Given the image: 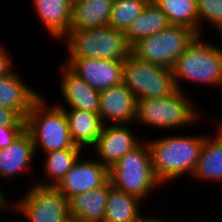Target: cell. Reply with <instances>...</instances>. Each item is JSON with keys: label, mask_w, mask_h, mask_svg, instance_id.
Returning <instances> with one entry per match:
<instances>
[{"label": "cell", "mask_w": 222, "mask_h": 222, "mask_svg": "<svg viewBox=\"0 0 222 222\" xmlns=\"http://www.w3.org/2000/svg\"><path fill=\"white\" fill-rule=\"evenodd\" d=\"M206 137L176 135L147 141L157 180L163 185L185 173L191 176Z\"/></svg>", "instance_id": "obj_1"}, {"label": "cell", "mask_w": 222, "mask_h": 222, "mask_svg": "<svg viewBox=\"0 0 222 222\" xmlns=\"http://www.w3.org/2000/svg\"><path fill=\"white\" fill-rule=\"evenodd\" d=\"M66 39L68 59H103L123 61L131 53L123 31L109 25L93 29H71Z\"/></svg>", "instance_id": "obj_2"}, {"label": "cell", "mask_w": 222, "mask_h": 222, "mask_svg": "<svg viewBox=\"0 0 222 222\" xmlns=\"http://www.w3.org/2000/svg\"><path fill=\"white\" fill-rule=\"evenodd\" d=\"M198 35L172 66L177 89L183 91L180 79L222 86V46L204 42Z\"/></svg>", "instance_id": "obj_3"}, {"label": "cell", "mask_w": 222, "mask_h": 222, "mask_svg": "<svg viewBox=\"0 0 222 222\" xmlns=\"http://www.w3.org/2000/svg\"><path fill=\"white\" fill-rule=\"evenodd\" d=\"M45 101L41 96L25 119L26 130L31 135L35 153L38 147L45 153L62 149H82L71 139L64 109L56 104L49 108Z\"/></svg>", "instance_id": "obj_4"}, {"label": "cell", "mask_w": 222, "mask_h": 222, "mask_svg": "<svg viewBox=\"0 0 222 222\" xmlns=\"http://www.w3.org/2000/svg\"><path fill=\"white\" fill-rule=\"evenodd\" d=\"M109 180L115 188L140 200L144 199L158 185L160 186L161 183L153 172L147 142L144 144L140 142L115 162L109 168Z\"/></svg>", "instance_id": "obj_5"}, {"label": "cell", "mask_w": 222, "mask_h": 222, "mask_svg": "<svg viewBox=\"0 0 222 222\" xmlns=\"http://www.w3.org/2000/svg\"><path fill=\"white\" fill-rule=\"evenodd\" d=\"M186 94L184 90L177 89L166 97L137 100L136 121L164 129L194 124V121L200 120L201 112L195 109L194 100L191 101Z\"/></svg>", "instance_id": "obj_6"}, {"label": "cell", "mask_w": 222, "mask_h": 222, "mask_svg": "<svg viewBox=\"0 0 222 222\" xmlns=\"http://www.w3.org/2000/svg\"><path fill=\"white\" fill-rule=\"evenodd\" d=\"M123 83L137 100L162 98L177 90L172 70L149 63L130 53L123 60Z\"/></svg>", "instance_id": "obj_7"}, {"label": "cell", "mask_w": 222, "mask_h": 222, "mask_svg": "<svg viewBox=\"0 0 222 222\" xmlns=\"http://www.w3.org/2000/svg\"><path fill=\"white\" fill-rule=\"evenodd\" d=\"M197 36L188 27L170 25L157 34L137 41L131 46V53L149 63L171 69Z\"/></svg>", "instance_id": "obj_8"}, {"label": "cell", "mask_w": 222, "mask_h": 222, "mask_svg": "<svg viewBox=\"0 0 222 222\" xmlns=\"http://www.w3.org/2000/svg\"><path fill=\"white\" fill-rule=\"evenodd\" d=\"M26 195L14 208L29 222H68L71 219L69 200L56 187L34 185Z\"/></svg>", "instance_id": "obj_9"}, {"label": "cell", "mask_w": 222, "mask_h": 222, "mask_svg": "<svg viewBox=\"0 0 222 222\" xmlns=\"http://www.w3.org/2000/svg\"><path fill=\"white\" fill-rule=\"evenodd\" d=\"M109 180V168L97 159L77 160L56 188L70 200L73 196L90 192Z\"/></svg>", "instance_id": "obj_10"}, {"label": "cell", "mask_w": 222, "mask_h": 222, "mask_svg": "<svg viewBox=\"0 0 222 222\" xmlns=\"http://www.w3.org/2000/svg\"><path fill=\"white\" fill-rule=\"evenodd\" d=\"M65 62L76 75L98 91L123 83V61L66 58Z\"/></svg>", "instance_id": "obj_11"}, {"label": "cell", "mask_w": 222, "mask_h": 222, "mask_svg": "<svg viewBox=\"0 0 222 222\" xmlns=\"http://www.w3.org/2000/svg\"><path fill=\"white\" fill-rule=\"evenodd\" d=\"M99 117L104 125L136 121L137 99L124 83L100 91Z\"/></svg>", "instance_id": "obj_12"}, {"label": "cell", "mask_w": 222, "mask_h": 222, "mask_svg": "<svg viewBox=\"0 0 222 222\" xmlns=\"http://www.w3.org/2000/svg\"><path fill=\"white\" fill-rule=\"evenodd\" d=\"M127 125H109V123L104 125L97 143L93 146V149H96L99 162L108 168L141 142L135 138L132 130H129V124Z\"/></svg>", "instance_id": "obj_13"}, {"label": "cell", "mask_w": 222, "mask_h": 222, "mask_svg": "<svg viewBox=\"0 0 222 222\" xmlns=\"http://www.w3.org/2000/svg\"><path fill=\"white\" fill-rule=\"evenodd\" d=\"M60 92L70 109L99 114L100 91L76 75L65 63L61 66Z\"/></svg>", "instance_id": "obj_14"}, {"label": "cell", "mask_w": 222, "mask_h": 222, "mask_svg": "<svg viewBox=\"0 0 222 222\" xmlns=\"http://www.w3.org/2000/svg\"><path fill=\"white\" fill-rule=\"evenodd\" d=\"M20 77L16 71H12L0 78V107L12 109L26 119L41 94L29 87Z\"/></svg>", "instance_id": "obj_15"}, {"label": "cell", "mask_w": 222, "mask_h": 222, "mask_svg": "<svg viewBox=\"0 0 222 222\" xmlns=\"http://www.w3.org/2000/svg\"><path fill=\"white\" fill-rule=\"evenodd\" d=\"M110 180L104 185L73 196L69 200V214L72 219L82 222H104Z\"/></svg>", "instance_id": "obj_16"}, {"label": "cell", "mask_w": 222, "mask_h": 222, "mask_svg": "<svg viewBox=\"0 0 222 222\" xmlns=\"http://www.w3.org/2000/svg\"><path fill=\"white\" fill-rule=\"evenodd\" d=\"M39 21L57 40L71 30L73 0H32Z\"/></svg>", "instance_id": "obj_17"}, {"label": "cell", "mask_w": 222, "mask_h": 222, "mask_svg": "<svg viewBox=\"0 0 222 222\" xmlns=\"http://www.w3.org/2000/svg\"><path fill=\"white\" fill-rule=\"evenodd\" d=\"M56 105L64 109L73 143L82 149L93 147L97 143L104 126L99 114L79 109H70L68 111L63 104Z\"/></svg>", "instance_id": "obj_18"}, {"label": "cell", "mask_w": 222, "mask_h": 222, "mask_svg": "<svg viewBox=\"0 0 222 222\" xmlns=\"http://www.w3.org/2000/svg\"><path fill=\"white\" fill-rule=\"evenodd\" d=\"M35 155L31 135L25 129L13 143L0 149V177H15L25 171Z\"/></svg>", "instance_id": "obj_19"}, {"label": "cell", "mask_w": 222, "mask_h": 222, "mask_svg": "<svg viewBox=\"0 0 222 222\" xmlns=\"http://www.w3.org/2000/svg\"><path fill=\"white\" fill-rule=\"evenodd\" d=\"M216 136L206 137L200 151L194 177L199 180L222 182V122H217Z\"/></svg>", "instance_id": "obj_20"}, {"label": "cell", "mask_w": 222, "mask_h": 222, "mask_svg": "<svg viewBox=\"0 0 222 222\" xmlns=\"http://www.w3.org/2000/svg\"><path fill=\"white\" fill-rule=\"evenodd\" d=\"M113 0H73L71 29L108 25Z\"/></svg>", "instance_id": "obj_21"}, {"label": "cell", "mask_w": 222, "mask_h": 222, "mask_svg": "<svg viewBox=\"0 0 222 222\" xmlns=\"http://www.w3.org/2000/svg\"><path fill=\"white\" fill-rule=\"evenodd\" d=\"M168 17L150 0L144 7L142 13L136 17L124 32L130 46L137 41L157 34L170 26Z\"/></svg>", "instance_id": "obj_22"}, {"label": "cell", "mask_w": 222, "mask_h": 222, "mask_svg": "<svg viewBox=\"0 0 222 222\" xmlns=\"http://www.w3.org/2000/svg\"><path fill=\"white\" fill-rule=\"evenodd\" d=\"M139 198L115 188L110 181L104 222H136L142 215Z\"/></svg>", "instance_id": "obj_23"}, {"label": "cell", "mask_w": 222, "mask_h": 222, "mask_svg": "<svg viewBox=\"0 0 222 222\" xmlns=\"http://www.w3.org/2000/svg\"><path fill=\"white\" fill-rule=\"evenodd\" d=\"M168 17L171 25H180L198 34V12L196 0H153Z\"/></svg>", "instance_id": "obj_24"}, {"label": "cell", "mask_w": 222, "mask_h": 222, "mask_svg": "<svg viewBox=\"0 0 222 222\" xmlns=\"http://www.w3.org/2000/svg\"><path fill=\"white\" fill-rule=\"evenodd\" d=\"M81 150L82 149H62L47 152L44 170L52 182H39L36 183V185L56 187L80 158Z\"/></svg>", "instance_id": "obj_25"}, {"label": "cell", "mask_w": 222, "mask_h": 222, "mask_svg": "<svg viewBox=\"0 0 222 222\" xmlns=\"http://www.w3.org/2000/svg\"><path fill=\"white\" fill-rule=\"evenodd\" d=\"M150 0H113L108 25L125 32Z\"/></svg>", "instance_id": "obj_26"}, {"label": "cell", "mask_w": 222, "mask_h": 222, "mask_svg": "<svg viewBox=\"0 0 222 222\" xmlns=\"http://www.w3.org/2000/svg\"><path fill=\"white\" fill-rule=\"evenodd\" d=\"M198 12V35H201L202 22L209 21L219 33L222 31V0H196Z\"/></svg>", "instance_id": "obj_27"}, {"label": "cell", "mask_w": 222, "mask_h": 222, "mask_svg": "<svg viewBox=\"0 0 222 222\" xmlns=\"http://www.w3.org/2000/svg\"><path fill=\"white\" fill-rule=\"evenodd\" d=\"M0 126L1 127H26L23 119L16 111L0 107Z\"/></svg>", "instance_id": "obj_28"}, {"label": "cell", "mask_w": 222, "mask_h": 222, "mask_svg": "<svg viewBox=\"0 0 222 222\" xmlns=\"http://www.w3.org/2000/svg\"><path fill=\"white\" fill-rule=\"evenodd\" d=\"M26 129V127H1L0 149L9 146Z\"/></svg>", "instance_id": "obj_29"}, {"label": "cell", "mask_w": 222, "mask_h": 222, "mask_svg": "<svg viewBox=\"0 0 222 222\" xmlns=\"http://www.w3.org/2000/svg\"><path fill=\"white\" fill-rule=\"evenodd\" d=\"M8 54L7 49L0 45V78L6 76L14 70V63Z\"/></svg>", "instance_id": "obj_30"}, {"label": "cell", "mask_w": 222, "mask_h": 222, "mask_svg": "<svg viewBox=\"0 0 222 222\" xmlns=\"http://www.w3.org/2000/svg\"><path fill=\"white\" fill-rule=\"evenodd\" d=\"M5 197V193H3V190L0 188V212L10 210L11 203L8 202V199Z\"/></svg>", "instance_id": "obj_31"}, {"label": "cell", "mask_w": 222, "mask_h": 222, "mask_svg": "<svg viewBox=\"0 0 222 222\" xmlns=\"http://www.w3.org/2000/svg\"><path fill=\"white\" fill-rule=\"evenodd\" d=\"M136 222H169V221H166L164 219H159V218H155V217H140Z\"/></svg>", "instance_id": "obj_32"}, {"label": "cell", "mask_w": 222, "mask_h": 222, "mask_svg": "<svg viewBox=\"0 0 222 222\" xmlns=\"http://www.w3.org/2000/svg\"><path fill=\"white\" fill-rule=\"evenodd\" d=\"M68 222H82V221H78V220H75V219H70Z\"/></svg>", "instance_id": "obj_33"}, {"label": "cell", "mask_w": 222, "mask_h": 222, "mask_svg": "<svg viewBox=\"0 0 222 222\" xmlns=\"http://www.w3.org/2000/svg\"><path fill=\"white\" fill-rule=\"evenodd\" d=\"M219 36L221 38V43H222V31L219 32Z\"/></svg>", "instance_id": "obj_34"}]
</instances>
